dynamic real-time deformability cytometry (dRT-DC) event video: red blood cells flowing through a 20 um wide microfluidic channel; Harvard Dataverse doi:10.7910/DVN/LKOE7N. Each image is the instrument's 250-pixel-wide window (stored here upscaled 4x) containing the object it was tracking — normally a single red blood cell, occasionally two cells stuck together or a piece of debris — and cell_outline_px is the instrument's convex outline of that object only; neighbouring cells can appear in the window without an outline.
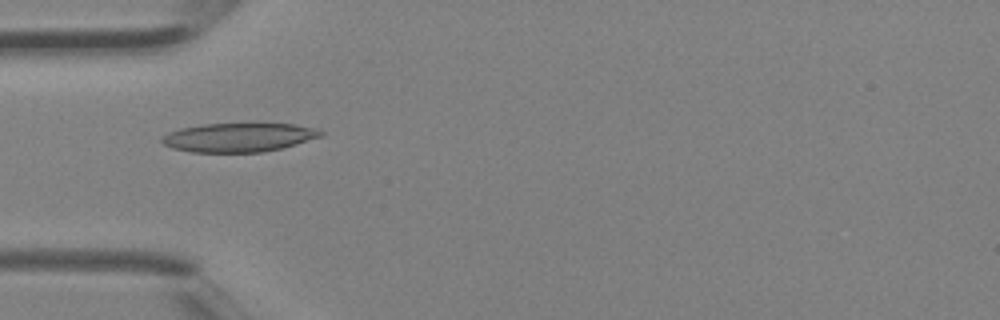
{"species": "Egyptian fruit bat (a non-hibernating species)", "species_latin": "Rousettus aegyptiacus", "temperature_condition": "room temperature", "stored_images_in_passage": 4, "camera_frame_rate_fps": 3000, "um_per_image_px": 0.085, "animal": {"sex": "female"}, "frame": {"image": 1, "passage_image": 3, "time_ms": 0.667, "image_size_px": [1000, 320], "cell_outline_px": [[324, 136], [296, 144], [280, 148], [260, 152], [192, 152], [172, 148], [164, 144], [160, 140], [168, 132], [180, 128], [204, 124], [296, 124], [320, 128], [324, 132]], "centroid_in_image_um": [20.34, 11.67], "position_along_channel_um": 64.7, "area_um2": 26.76}}
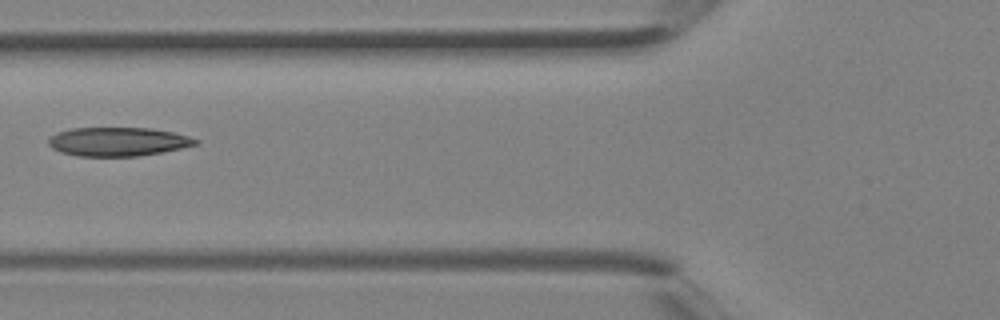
{"frame": {"image": 2, "passage_image": 4, "time_ms": 1.0, "image_size_px": [1000, 320], "cell_outline_px": [[200, 144], [160, 152], [136, 156], [76, 156], [60, 152], [52, 148], [48, 144], [48, 140], [56, 132], [72, 128], [152, 128], [172, 132], [188, 136], [200, 140]], "centroid_in_image_um": [10.01, 12.04], "position_along_channel_um": 115.8, "area_um2": 24.68}}